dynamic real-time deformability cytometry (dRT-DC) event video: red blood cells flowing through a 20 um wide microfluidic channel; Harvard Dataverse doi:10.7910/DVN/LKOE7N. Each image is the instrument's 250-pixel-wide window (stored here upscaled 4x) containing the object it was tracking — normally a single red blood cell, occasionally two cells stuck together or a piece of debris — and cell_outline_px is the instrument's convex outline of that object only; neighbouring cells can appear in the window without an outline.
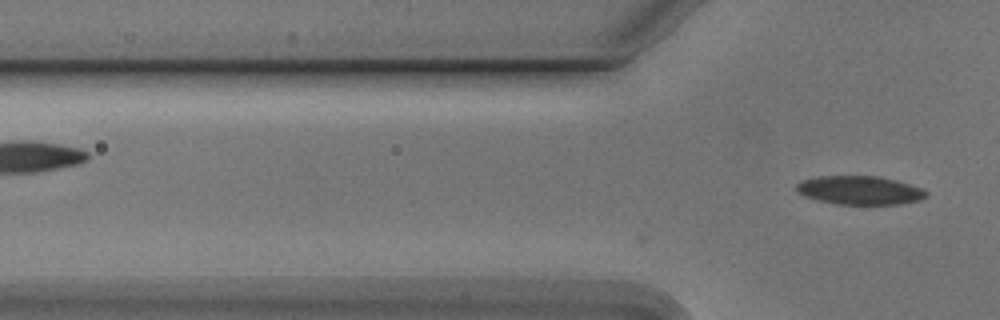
{"species": "Egyptian fruit bat (a non-hibernating species)", "species_latin": "Rousettus aegyptiacus", "temperature_condition": "cold", "stored_images_in_passage": 4, "camera_frame_rate_fps": 3000, "um_per_image_px": 0.085, "animal": {"sex": "male"}, "frame": {"image": 1, "passage_image": 4, "time_ms": 1.0, "image_size_px": [1000, 320], "cell_outline_px": [[928, 196], [920, 200], [900, 204], [836, 204], [816, 200], [804, 196], [796, 192], [796, 184], [804, 180], [820, 176], [880, 176], [896, 180], [920, 188], [928, 192]], "centroid_in_image_um": [73.07, 16.18], "position_along_channel_um": 52.7, "area_um2": 21.68}}